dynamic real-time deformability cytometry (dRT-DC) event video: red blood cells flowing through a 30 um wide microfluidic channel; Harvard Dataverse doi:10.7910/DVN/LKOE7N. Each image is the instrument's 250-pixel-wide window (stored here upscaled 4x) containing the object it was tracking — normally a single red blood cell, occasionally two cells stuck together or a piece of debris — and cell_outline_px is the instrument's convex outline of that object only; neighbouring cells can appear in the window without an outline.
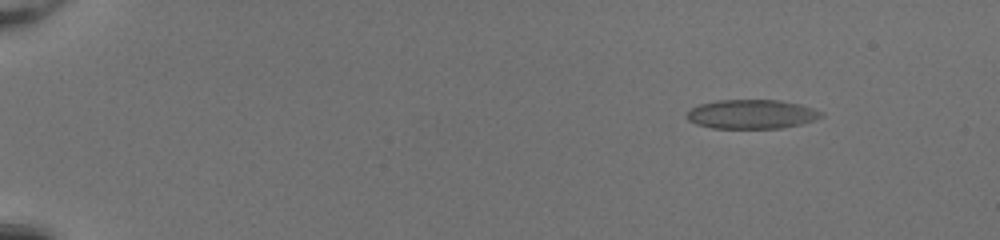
{"species": "common noctule bat (a hibernating species)", "species_latin": "Nyctalus noctula", "temperature_condition": "room temperature", "stored_images_in_passage": 53, "camera_frame_rate_fps": 3000, "um_per_image_px": 0.085, "animal": {"sex": "female", "body_mass_g": 20.0, "forearm_length_mm": 54.0}, "frame": {"image": 1, "passage_image": 7, "time_ms": 2.0, "image_size_px": [1000, 240], "cell_outline_px": [[824, 116], [816, 120], [800, 124], [780, 128], [712, 128], [696, 124], [688, 120], [688, 112], [692, 108], [700, 104], [716, 100], [780, 100], [800, 104], [824, 112]], "centroid_in_image_um": [63.93, 9.7], "position_along_channel_um": 21.1, "area_um2": 22.83}}
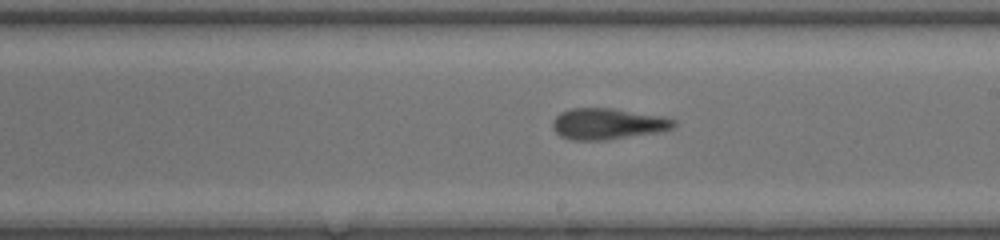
{"frame": {"image": 2, "passage_image": 33, "time_ms": 10.667, "image_size_px": [1000, 240], "cell_outline_px": [[676, 124], [672, 128], [664, 132], [608, 140], [572, 140], [560, 136], [552, 128], [552, 120], [560, 112], [572, 108], [612, 108], [664, 116], [676, 120]], "centroid_in_image_um": [51.69, 10.53], "position_along_channel_um": 237.3, "area_um2": 22.43}}
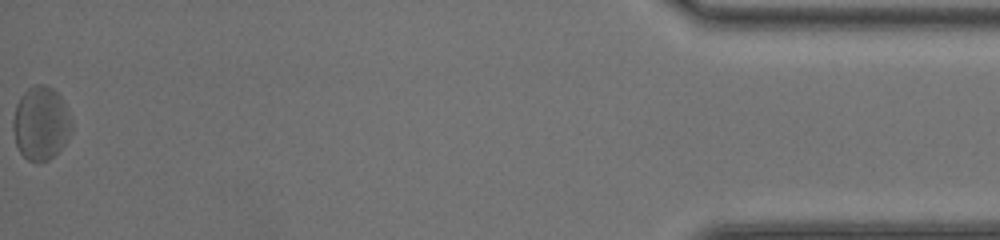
{"frame": {"image": 3, "passage_image": 53, "time_ms": 17.333, "image_size_px": [1000, 240], "cell_outline_px": [[72, 132], [64, 144], [48, 160], [36, 164], [28, 160], [20, 152], [16, 144], [12, 128], [12, 120], [16, 104], [20, 96], [28, 88], [36, 84], [44, 84], [52, 88], [60, 96], [72, 120]], "centroid_in_image_um": [3.46, 10.49], "position_along_channel_um": 431.7, "area_um2": 25.26}, "authors_computed_cell_mechanics": {"area_um2": 22.7154, "velocity_mm_per_s": 4.1257, "shape_relaxation_time_tau1_ms": 5.8889, "shape_relaxation_time_tau2_ms": 2.4908, "deformation_change_tau1": 0.1365, "deformation_change_tau2": 0.1106}}